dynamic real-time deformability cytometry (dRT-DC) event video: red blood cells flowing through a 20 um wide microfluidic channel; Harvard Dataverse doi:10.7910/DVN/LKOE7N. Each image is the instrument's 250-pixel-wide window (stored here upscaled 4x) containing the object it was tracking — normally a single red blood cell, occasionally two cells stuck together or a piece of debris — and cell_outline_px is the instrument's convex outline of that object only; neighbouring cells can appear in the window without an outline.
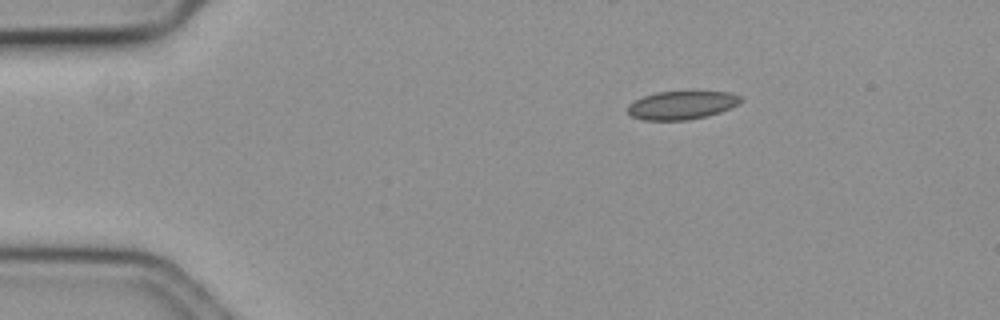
{"species": "common noctule bat (a hibernating species)", "species_latin": "Nyctalus noctula", "temperature_condition": "cold", "stored_images_in_passage": 9, "camera_frame_rate_fps": 3000, "um_per_image_px": 0.085, "animal": {"sex": "female", "body_mass_g": 19.3, "forearm_length_mm": 54.1}, "frame": {"image": 1, "passage_image": 1, "time_ms": 0.0, "image_size_px": [1000, 320], "cell_outline_px": [[744, 100], [740, 104], [720, 112], [708, 116], [688, 120], [644, 120], [632, 116], [628, 112], [628, 104], [644, 96], [656, 92], [732, 92], [740, 96]], "centroid_in_image_um": [57.99, 8.94], "position_along_channel_um": 27.0, "area_um2": 18.67}}